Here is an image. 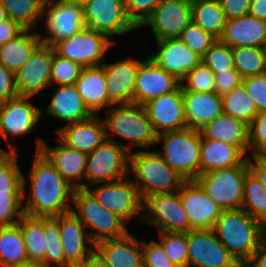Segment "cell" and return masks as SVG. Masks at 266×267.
<instances>
[{
    "mask_svg": "<svg viewBox=\"0 0 266 267\" xmlns=\"http://www.w3.org/2000/svg\"><path fill=\"white\" fill-rule=\"evenodd\" d=\"M31 192L25 205L24 215L31 217H57L72 210V187L40 152L35 151L30 171ZM70 199V200H69Z\"/></svg>",
    "mask_w": 266,
    "mask_h": 267,
    "instance_id": "1",
    "label": "cell"
},
{
    "mask_svg": "<svg viewBox=\"0 0 266 267\" xmlns=\"http://www.w3.org/2000/svg\"><path fill=\"white\" fill-rule=\"evenodd\" d=\"M212 230L239 263L247 262L266 241V226L242 208L222 211Z\"/></svg>",
    "mask_w": 266,
    "mask_h": 267,
    "instance_id": "2",
    "label": "cell"
},
{
    "mask_svg": "<svg viewBox=\"0 0 266 267\" xmlns=\"http://www.w3.org/2000/svg\"><path fill=\"white\" fill-rule=\"evenodd\" d=\"M130 172L135 175L136 179L133 183L137 186L142 201L153 194L177 192L185 181L157 151L131 152L129 155Z\"/></svg>",
    "mask_w": 266,
    "mask_h": 267,
    "instance_id": "3",
    "label": "cell"
},
{
    "mask_svg": "<svg viewBox=\"0 0 266 267\" xmlns=\"http://www.w3.org/2000/svg\"><path fill=\"white\" fill-rule=\"evenodd\" d=\"M163 141V160L185 180H195L201 174L200 131L185 128L157 135L156 143Z\"/></svg>",
    "mask_w": 266,
    "mask_h": 267,
    "instance_id": "4",
    "label": "cell"
},
{
    "mask_svg": "<svg viewBox=\"0 0 266 267\" xmlns=\"http://www.w3.org/2000/svg\"><path fill=\"white\" fill-rule=\"evenodd\" d=\"M113 107L108 109L109 115L103 119L106 139L110 140V136L115 134L142 148L148 149L156 144L157 134L142 105L133 103Z\"/></svg>",
    "mask_w": 266,
    "mask_h": 267,
    "instance_id": "5",
    "label": "cell"
},
{
    "mask_svg": "<svg viewBox=\"0 0 266 267\" xmlns=\"http://www.w3.org/2000/svg\"><path fill=\"white\" fill-rule=\"evenodd\" d=\"M71 203L75 209L72 208L71 211L84 226L95 230L89 231L94 245L103 240L123 237L128 233L126 222L105 209L86 189H75Z\"/></svg>",
    "mask_w": 266,
    "mask_h": 267,
    "instance_id": "6",
    "label": "cell"
},
{
    "mask_svg": "<svg viewBox=\"0 0 266 267\" xmlns=\"http://www.w3.org/2000/svg\"><path fill=\"white\" fill-rule=\"evenodd\" d=\"M248 171L246 159L240 166L200 174L195 181L223 211L238 210L242 206L244 180Z\"/></svg>",
    "mask_w": 266,
    "mask_h": 267,
    "instance_id": "7",
    "label": "cell"
},
{
    "mask_svg": "<svg viewBox=\"0 0 266 267\" xmlns=\"http://www.w3.org/2000/svg\"><path fill=\"white\" fill-rule=\"evenodd\" d=\"M130 145L114 139H105L94 151L87 154L85 179L91 184L114 182L130 176Z\"/></svg>",
    "mask_w": 266,
    "mask_h": 267,
    "instance_id": "8",
    "label": "cell"
},
{
    "mask_svg": "<svg viewBox=\"0 0 266 267\" xmlns=\"http://www.w3.org/2000/svg\"><path fill=\"white\" fill-rule=\"evenodd\" d=\"M114 45L106 35L84 28L76 35L57 42L53 49L60 57L77 62L82 68L102 65L104 55Z\"/></svg>",
    "mask_w": 266,
    "mask_h": 267,
    "instance_id": "9",
    "label": "cell"
},
{
    "mask_svg": "<svg viewBox=\"0 0 266 267\" xmlns=\"http://www.w3.org/2000/svg\"><path fill=\"white\" fill-rule=\"evenodd\" d=\"M129 177L114 182L98 183V187L91 189L86 185L85 188L105 209L118 215L126 223L136 215L142 217L143 212V201L137 186L128 180Z\"/></svg>",
    "mask_w": 266,
    "mask_h": 267,
    "instance_id": "10",
    "label": "cell"
},
{
    "mask_svg": "<svg viewBox=\"0 0 266 267\" xmlns=\"http://www.w3.org/2000/svg\"><path fill=\"white\" fill-rule=\"evenodd\" d=\"M143 222L153 224L160 232H188L189 219L182 206L179 190L174 193L153 194L142 204Z\"/></svg>",
    "mask_w": 266,
    "mask_h": 267,
    "instance_id": "11",
    "label": "cell"
},
{
    "mask_svg": "<svg viewBox=\"0 0 266 267\" xmlns=\"http://www.w3.org/2000/svg\"><path fill=\"white\" fill-rule=\"evenodd\" d=\"M47 6L51 7L48 9ZM44 14H46L45 24L49 35L43 37L40 34V39L49 46L53 47L57 42L68 39L85 28L83 7L66 0H45Z\"/></svg>",
    "mask_w": 266,
    "mask_h": 267,
    "instance_id": "12",
    "label": "cell"
},
{
    "mask_svg": "<svg viewBox=\"0 0 266 267\" xmlns=\"http://www.w3.org/2000/svg\"><path fill=\"white\" fill-rule=\"evenodd\" d=\"M188 267H236L239 262L212 229L187 232Z\"/></svg>",
    "mask_w": 266,
    "mask_h": 267,
    "instance_id": "13",
    "label": "cell"
},
{
    "mask_svg": "<svg viewBox=\"0 0 266 267\" xmlns=\"http://www.w3.org/2000/svg\"><path fill=\"white\" fill-rule=\"evenodd\" d=\"M83 13L85 27L107 37L136 29L125 13L124 0H92L83 7Z\"/></svg>",
    "mask_w": 266,
    "mask_h": 267,
    "instance_id": "14",
    "label": "cell"
},
{
    "mask_svg": "<svg viewBox=\"0 0 266 267\" xmlns=\"http://www.w3.org/2000/svg\"><path fill=\"white\" fill-rule=\"evenodd\" d=\"M53 47L41 42L15 74L19 96L33 97L51 85Z\"/></svg>",
    "mask_w": 266,
    "mask_h": 267,
    "instance_id": "15",
    "label": "cell"
},
{
    "mask_svg": "<svg viewBox=\"0 0 266 267\" xmlns=\"http://www.w3.org/2000/svg\"><path fill=\"white\" fill-rule=\"evenodd\" d=\"M192 22L191 0H161L140 26H150L156 40L178 38Z\"/></svg>",
    "mask_w": 266,
    "mask_h": 267,
    "instance_id": "16",
    "label": "cell"
},
{
    "mask_svg": "<svg viewBox=\"0 0 266 267\" xmlns=\"http://www.w3.org/2000/svg\"><path fill=\"white\" fill-rule=\"evenodd\" d=\"M27 96H18L3 102L0 109V134L7 142L11 152H17L11 146L10 136H23L30 133L42 115V108L35 107Z\"/></svg>",
    "mask_w": 266,
    "mask_h": 267,
    "instance_id": "17",
    "label": "cell"
},
{
    "mask_svg": "<svg viewBox=\"0 0 266 267\" xmlns=\"http://www.w3.org/2000/svg\"><path fill=\"white\" fill-rule=\"evenodd\" d=\"M60 141L54 148L38 137L36 152L40 151L61 176L75 189L86 188L85 180L87 153L76 150Z\"/></svg>",
    "mask_w": 266,
    "mask_h": 267,
    "instance_id": "18",
    "label": "cell"
},
{
    "mask_svg": "<svg viewBox=\"0 0 266 267\" xmlns=\"http://www.w3.org/2000/svg\"><path fill=\"white\" fill-rule=\"evenodd\" d=\"M179 195L191 230L213 229L223 210L207 196L202 187L195 180H185Z\"/></svg>",
    "mask_w": 266,
    "mask_h": 267,
    "instance_id": "19",
    "label": "cell"
},
{
    "mask_svg": "<svg viewBox=\"0 0 266 267\" xmlns=\"http://www.w3.org/2000/svg\"><path fill=\"white\" fill-rule=\"evenodd\" d=\"M156 134L188 128L185 118L182 87L142 105Z\"/></svg>",
    "mask_w": 266,
    "mask_h": 267,
    "instance_id": "20",
    "label": "cell"
},
{
    "mask_svg": "<svg viewBox=\"0 0 266 267\" xmlns=\"http://www.w3.org/2000/svg\"><path fill=\"white\" fill-rule=\"evenodd\" d=\"M181 81L173 74L158 67L148 57L139 65L135 82V104L158 98L163 94L176 91Z\"/></svg>",
    "mask_w": 266,
    "mask_h": 267,
    "instance_id": "21",
    "label": "cell"
},
{
    "mask_svg": "<svg viewBox=\"0 0 266 267\" xmlns=\"http://www.w3.org/2000/svg\"><path fill=\"white\" fill-rule=\"evenodd\" d=\"M85 226L72 212L59 215V233L65 261L71 267L81 266L95 251L94 244L85 232ZM93 246H86L85 240Z\"/></svg>",
    "mask_w": 266,
    "mask_h": 267,
    "instance_id": "22",
    "label": "cell"
},
{
    "mask_svg": "<svg viewBox=\"0 0 266 267\" xmlns=\"http://www.w3.org/2000/svg\"><path fill=\"white\" fill-rule=\"evenodd\" d=\"M144 60L126 59L116 63H103L109 102L112 105L135 103V82L139 65Z\"/></svg>",
    "mask_w": 266,
    "mask_h": 267,
    "instance_id": "23",
    "label": "cell"
},
{
    "mask_svg": "<svg viewBox=\"0 0 266 267\" xmlns=\"http://www.w3.org/2000/svg\"><path fill=\"white\" fill-rule=\"evenodd\" d=\"M157 44L158 52L148 58L180 81L202 61L179 38L157 40Z\"/></svg>",
    "mask_w": 266,
    "mask_h": 267,
    "instance_id": "24",
    "label": "cell"
},
{
    "mask_svg": "<svg viewBox=\"0 0 266 267\" xmlns=\"http://www.w3.org/2000/svg\"><path fill=\"white\" fill-rule=\"evenodd\" d=\"M56 132L64 144L87 154L106 139L104 120L96 115L84 121L66 124Z\"/></svg>",
    "mask_w": 266,
    "mask_h": 267,
    "instance_id": "25",
    "label": "cell"
},
{
    "mask_svg": "<svg viewBox=\"0 0 266 267\" xmlns=\"http://www.w3.org/2000/svg\"><path fill=\"white\" fill-rule=\"evenodd\" d=\"M219 40L231 48H265L266 21L250 15L229 19Z\"/></svg>",
    "mask_w": 266,
    "mask_h": 267,
    "instance_id": "26",
    "label": "cell"
},
{
    "mask_svg": "<svg viewBox=\"0 0 266 267\" xmlns=\"http://www.w3.org/2000/svg\"><path fill=\"white\" fill-rule=\"evenodd\" d=\"M94 248L109 267H143L142 241L130 232L120 238L98 242Z\"/></svg>",
    "mask_w": 266,
    "mask_h": 267,
    "instance_id": "27",
    "label": "cell"
},
{
    "mask_svg": "<svg viewBox=\"0 0 266 267\" xmlns=\"http://www.w3.org/2000/svg\"><path fill=\"white\" fill-rule=\"evenodd\" d=\"M187 126L200 131L223 112L222 96L215 92L182 91Z\"/></svg>",
    "mask_w": 266,
    "mask_h": 267,
    "instance_id": "28",
    "label": "cell"
},
{
    "mask_svg": "<svg viewBox=\"0 0 266 267\" xmlns=\"http://www.w3.org/2000/svg\"><path fill=\"white\" fill-rule=\"evenodd\" d=\"M43 112L66 121L67 124L84 121L94 114L88 109L75 85H59L51 103Z\"/></svg>",
    "mask_w": 266,
    "mask_h": 267,
    "instance_id": "29",
    "label": "cell"
},
{
    "mask_svg": "<svg viewBox=\"0 0 266 267\" xmlns=\"http://www.w3.org/2000/svg\"><path fill=\"white\" fill-rule=\"evenodd\" d=\"M78 94L88 109L95 115L102 107H111L106 78L102 65L83 67L75 82Z\"/></svg>",
    "mask_w": 266,
    "mask_h": 267,
    "instance_id": "30",
    "label": "cell"
},
{
    "mask_svg": "<svg viewBox=\"0 0 266 267\" xmlns=\"http://www.w3.org/2000/svg\"><path fill=\"white\" fill-rule=\"evenodd\" d=\"M200 133L206 139L223 141L236 146L244 155L249 150L248 125L223 112L207 123Z\"/></svg>",
    "mask_w": 266,
    "mask_h": 267,
    "instance_id": "31",
    "label": "cell"
},
{
    "mask_svg": "<svg viewBox=\"0 0 266 267\" xmlns=\"http://www.w3.org/2000/svg\"><path fill=\"white\" fill-rule=\"evenodd\" d=\"M236 147L223 141L204 138L200 133L201 174L214 169L240 166L247 157Z\"/></svg>",
    "mask_w": 266,
    "mask_h": 267,
    "instance_id": "32",
    "label": "cell"
},
{
    "mask_svg": "<svg viewBox=\"0 0 266 267\" xmlns=\"http://www.w3.org/2000/svg\"><path fill=\"white\" fill-rule=\"evenodd\" d=\"M40 43L39 33H34L31 29H25L16 38L0 45V64L15 74L25 65Z\"/></svg>",
    "mask_w": 266,
    "mask_h": 267,
    "instance_id": "33",
    "label": "cell"
},
{
    "mask_svg": "<svg viewBox=\"0 0 266 267\" xmlns=\"http://www.w3.org/2000/svg\"><path fill=\"white\" fill-rule=\"evenodd\" d=\"M192 22L219 39L227 22L219 0H191Z\"/></svg>",
    "mask_w": 266,
    "mask_h": 267,
    "instance_id": "34",
    "label": "cell"
},
{
    "mask_svg": "<svg viewBox=\"0 0 266 267\" xmlns=\"http://www.w3.org/2000/svg\"><path fill=\"white\" fill-rule=\"evenodd\" d=\"M28 262L27 249L19 225L0 227V267Z\"/></svg>",
    "mask_w": 266,
    "mask_h": 267,
    "instance_id": "35",
    "label": "cell"
},
{
    "mask_svg": "<svg viewBox=\"0 0 266 267\" xmlns=\"http://www.w3.org/2000/svg\"><path fill=\"white\" fill-rule=\"evenodd\" d=\"M24 240L28 262L44 264L45 236H43V218L23 215L18 223Z\"/></svg>",
    "mask_w": 266,
    "mask_h": 267,
    "instance_id": "36",
    "label": "cell"
},
{
    "mask_svg": "<svg viewBox=\"0 0 266 267\" xmlns=\"http://www.w3.org/2000/svg\"><path fill=\"white\" fill-rule=\"evenodd\" d=\"M241 208L266 226V189L250 170L244 180Z\"/></svg>",
    "mask_w": 266,
    "mask_h": 267,
    "instance_id": "37",
    "label": "cell"
},
{
    "mask_svg": "<svg viewBox=\"0 0 266 267\" xmlns=\"http://www.w3.org/2000/svg\"><path fill=\"white\" fill-rule=\"evenodd\" d=\"M45 0H0L8 18L18 22L23 28L35 30L38 18L43 16Z\"/></svg>",
    "mask_w": 266,
    "mask_h": 267,
    "instance_id": "38",
    "label": "cell"
},
{
    "mask_svg": "<svg viewBox=\"0 0 266 267\" xmlns=\"http://www.w3.org/2000/svg\"><path fill=\"white\" fill-rule=\"evenodd\" d=\"M223 113L249 125L258 114L254 101L240 85L222 96Z\"/></svg>",
    "mask_w": 266,
    "mask_h": 267,
    "instance_id": "39",
    "label": "cell"
},
{
    "mask_svg": "<svg viewBox=\"0 0 266 267\" xmlns=\"http://www.w3.org/2000/svg\"><path fill=\"white\" fill-rule=\"evenodd\" d=\"M234 68L243 78L266 73V50L256 47L231 48Z\"/></svg>",
    "mask_w": 266,
    "mask_h": 267,
    "instance_id": "40",
    "label": "cell"
},
{
    "mask_svg": "<svg viewBox=\"0 0 266 267\" xmlns=\"http://www.w3.org/2000/svg\"><path fill=\"white\" fill-rule=\"evenodd\" d=\"M43 236H45L44 264L47 267H71L64 258L59 233V216L43 218ZM55 264V265H53Z\"/></svg>",
    "mask_w": 266,
    "mask_h": 267,
    "instance_id": "41",
    "label": "cell"
},
{
    "mask_svg": "<svg viewBox=\"0 0 266 267\" xmlns=\"http://www.w3.org/2000/svg\"><path fill=\"white\" fill-rule=\"evenodd\" d=\"M18 158L17 152L0 148V194L23 193V174Z\"/></svg>",
    "mask_w": 266,
    "mask_h": 267,
    "instance_id": "42",
    "label": "cell"
},
{
    "mask_svg": "<svg viewBox=\"0 0 266 267\" xmlns=\"http://www.w3.org/2000/svg\"><path fill=\"white\" fill-rule=\"evenodd\" d=\"M160 244L176 267H188L187 232H159Z\"/></svg>",
    "mask_w": 266,
    "mask_h": 267,
    "instance_id": "43",
    "label": "cell"
},
{
    "mask_svg": "<svg viewBox=\"0 0 266 267\" xmlns=\"http://www.w3.org/2000/svg\"><path fill=\"white\" fill-rule=\"evenodd\" d=\"M26 182L23 176V193L0 194V227L17 225L24 215L21 206L27 194Z\"/></svg>",
    "mask_w": 266,
    "mask_h": 267,
    "instance_id": "44",
    "label": "cell"
},
{
    "mask_svg": "<svg viewBox=\"0 0 266 267\" xmlns=\"http://www.w3.org/2000/svg\"><path fill=\"white\" fill-rule=\"evenodd\" d=\"M187 81V82H186ZM187 85H185V83ZM182 91L199 93L215 92V74L203 62H200L181 80Z\"/></svg>",
    "mask_w": 266,
    "mask_h": 267,
    "instance_id": "45",
    "label": "cell"
},
{
    "mask_svg": "<svg viewBox=\"0 0 266 267\" xmlns=\"http://www.w3.org/2000/svg\"><path fill=\"white\" fill-rule=\"evenodd\" d=\"M178 38L201 58L218 40L193 22L187 25Z\"/></svg>",
    "mask_w": 266,
    "mask_h": 267,
    "instance_id": "46",
    "label": "cell"
},
{
    "mask_svg": "<svg viewBox=\"0 0 266 267\" xmlns=\"http://www.w3.org/2000/svg\"><path fill=\"white\" fill-rule=\"evenodd\" d=\"M214 74L228 71L234 68V60L231 47L219 39L204 54L202 61Z\"/></svg>",
    "mask_w": 266,
    "mask_h": 267,
    "instance_id": "47",
    "label": "cell"
},
{
    "mask_svg": "<svg viewBox=\"0 0 266 267\" xmlns=\"http://www.w3.org/2000/svg\"><path fill=\"white\" fill-rule=\"evenodd\" d=\"M51 69V85H74L82 67L77 62L60 57L53 49Z\"/></svg>",
    "mask_w": 266,
    "mask_h": 267,
    "instance_id": "48",
    "label": "cell"
},
{
    "mask_svg": "<svg viewBox=\"0 0 266 267\" xmlns=\"http://www.w3.org/2000/svg\"><path fill=\"white\" fill-rule=\"evenodd\" d=\"M248 145L252 155L266 151V112H259L248 125Z\"/></svg>",
    "mask_w": 266,
    "mask_h": 267,
    "instance_id": "49",
    "label": "cell"
},
{
    "mask_svg": "<svg viewBox=\"0 0 266 267\" xmlns=\"http://www.w3.org/2000/svg\"><path fill=\"white\" fill-rule=\"evenodd\" d=\"M161 0H124V9L128 19L136 28L145 22Z\"/></svg>",
    "mask_w": 266,
    "mask_h": 267,
    "instance_id": "50",
    "label": "cell"
},
{
    "mask_svg": "<svg viewBox=\"0 0 266 267\" xmlns=\"http://www.w3.org/2000/svg\"><path fill=\"white\" fill-rule=\"evenodd\" d=\"M243 86L259 112H266V73L243 78Z\"/></svg>",
    "mask_w": 266,
    "mask_h": 267,
    "instance_id": "51",
    "label": "cell"
},
{
    "mask_svg": "<svg viewBox=\"0 0 266 267\" xmlns=\"http://www.w3.org/2000/svg\"><path fill=\"white\" fill-rule=\"evenodd\" d=\"M143 267H176L167 257L161 244L155 240L142 241Z\"/></svg>",
    "mask_w": 266,
    "mask_h": 267,
    "instance_id": "52",
    "label": "cell"
},
{
    "mask_svg": "<svg viewBox=\"0 0 266 267\" xmlns=\"http://www.w3.org/2000/svg\"><path fill=\"white\" fill-rule=\"evenodd\" d=\"M243 84L242 75L235 69L215 74V93L223 96Z\"/></svg>",
    "mask_w": 266,
    "mask_h": 267,
    "instance_id": "53",
    "label": "cell"
},
{
    "mask_svg": "<svg viewBox=\"0 0 266 267\" xmlns=\"http://www.w3.org/2000/svg\"><path fill=\"white\" fill-rule=\"evenodd\" d=\"M18 96L14 73L0 64V101L3 103Z\"/></svg>",
    "mask_w": 266,
    "mask_h": 267,
    "instance_id": "54",
    "label": "cell"
},
{
    "mask_svg": "<svg viewBox=\"0 0 266 267\" xmlns=\"http://www.w3.org/2000/svg\"><path fill=\"white\" fill-rule=\"evenodd\" d=\"M227 20L248 15L250 0H219Z\"/></svg>",
    "mask_w": 266,
    "mask_h": 267,
    "instance_id": "55",
    "label": "cell"
},
{
    "mask_svg": "<svg viewBox=\"0 0 266 267\" xmlns=\"http://www.w3.org/2000/svg\"><path fill=\"white\" fill-rule=\"evenodd\" d=\"M25 28H23L18 22L6 19L0 22V45L16 38L20 35Z\"/></svg>",
    "mask_w": 266,
    "mask_h": 267,
    "instance_id": "56",
    "label": "cell"
},
{
    "mask_svg": "<svg viewBox=\"0 0 266 267\" xmlns=\"http://www.w3.org/2000/svg\"><path fill=\"white\" fill-rule=\"evenodd\" d=\"M247 156L249 170L258 178L266 189V158L262 155Z\"/></svg>",
    "mask_w": 266,
    "mask_h": 267,
    "instance_id": "57",
    "label": "cell"
},
{
    "mask_svg": "<svg viewBox=\"0 0 266 267\" xmlns=\"http://www.w3.org/2000/svg\"><path fill=\"white\" fill-rule=\"evenodd\" d=\"M248 15L266 21V0H250Z\"/></svg>",
    "mask_w": 266,
    "mask_h": 267,
    "instance_id": "58",
    "label": "cell"
},
{
    "mask_svg": "<svg viewBox=\"0 0 266 267\" xmlns=\"http://www.w3.org/2000/svg\"><path fill=\"white\" fill-rule=\"evenodd\" d=\"M247 264L250 267H266V241L254 252Z\"/></svg>",
    "mask_w": 266,
    "mask_h": 267,
    "instance_id": "59",
    "label": "cell"
},
{
    "mask_svg": "<svg viewBox=\"0 0 266 267\" xmlns=\"http://www.w3.org/2000/svg\"><path fill=\"white\" fill-rule=\"evenodd\" d=\"M79 267H109L103 258L94 251L89 258Z\"/></svg>",
    "mask_w": 266,
    "mask_h": 267,
    "instance_id": "60",
    "label": "cell"
},
{
    "mask_svg": "<svg viewBox=\"0 0 266 267\" xmlns=\"http://www.w3.org/2000/svg\"><path fill=\"white\" fill-rule=\"evenodd\" d=\"M15 267H47V266L39 262H26Z\"/></svg>",
    "mask_w": 266,
    "mask_h": 267,
    "instance_id": "61",
    "label": "cell"
},
{
    "mask_svg": "<svg viewBox=\"0 0 266 267\" xmlns=\"http://www.w3.org/2000/svg\"><path fill=\"white\" fill-rule=\"evenodd\" d=\"M66 1L69 2V3L84 7L85 5H87L92 0H66Z\"/></svg>",
    "mask_w": 266,
    "mask_h": 267,
    "instance_id": "62",
    "label": "cell"
},
{
    "mask_svg": "<svg viewBox=\"0 0 266 267\" xmlns=\"http://www.w3.org/2000/svg\"><path fill=\"white\" fill-rule=\"evenodd\" d=\"M6 19H9L8 15H7V12H6L5 8L3 7V5L0 2V22L4 21Z\"/></svg>",
    "mask_w": 266,
    "mask_h": 267,
    "instance_id": "63",
    "label": "cell"
},
{
    "mask_svg": "<svg viewBox=\"0 0 266 267\" xmlns=\"http://www.w3.org/2000/svg\"><path fill=\"white\" fill-rule=\"evenodd\" d=\"M236 267H250L247 262L239 263Z\"/></svg>",
    "mask_w": 266,
    "mask_h": 267,
    "instance_id": "64",
    "label": "cell"
},
{
    "mask_svg": "<svg viewBox=\"0 0 266 267\" xmlns=\"http://www.w3.org/2000/svg\"><path fill=\"white\" fill-rule=\"evenodd\" d=\"M262 156H263L264 158H266V151L262 154Z\"/></svg>",
    "mask_w": 266,
    "mask_h": 267,
    "instance_id": "65",
    "label": "cell"
}]
</instances>
